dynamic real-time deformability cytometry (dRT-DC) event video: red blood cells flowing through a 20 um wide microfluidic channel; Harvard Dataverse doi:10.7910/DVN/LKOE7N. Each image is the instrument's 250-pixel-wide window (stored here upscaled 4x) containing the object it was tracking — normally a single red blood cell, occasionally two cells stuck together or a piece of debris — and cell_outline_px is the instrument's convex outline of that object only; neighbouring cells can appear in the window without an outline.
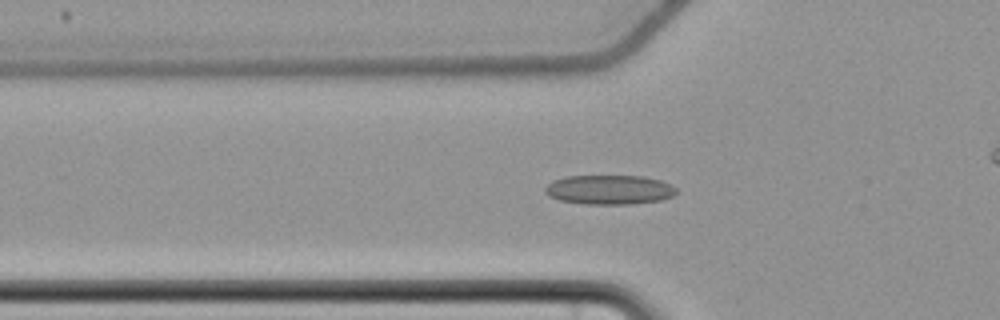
{"species": "common noctule bat (a hibernating species)", "species_latin": "Nyctalus noctula", "temperature_condition": "cold", "stored_images_in_passage": 43, "camera_frame_rate_fps": 3000, "um_per_image_px": 0.085, "animal": {"sex": "female", "body_mass_g": 22.7, "forearm_length_mm": 54.2}, "frame": {"image": 1, "passage_image": 13, "time_ms": 4.0, "image_size_px": [1000, 320], "cell_outline_px": [[676, 192], [672, 196], [660, 200], [628, 204], [584, 204], [560, 200], [548, 196], [544, 192], [544, 188], [552, 180], [564, 176], [644, 176], [660, 180], [672, 184], [676, 188]], "centroid_in_image_um": [51.76, 16.12], "position_along_channel_um": 74.0, "area_um2": 22.6}}
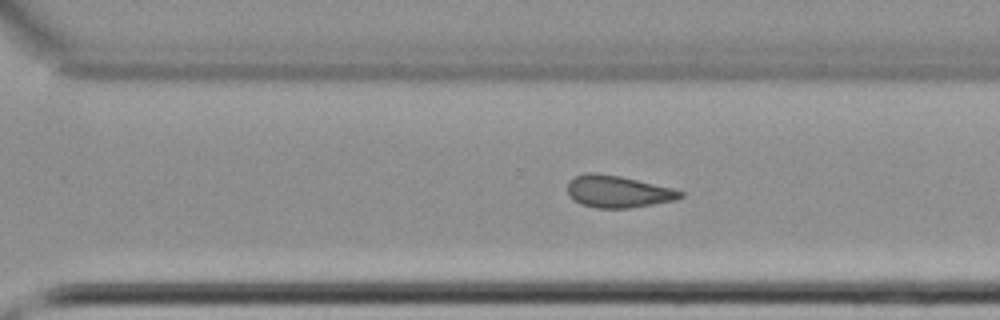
{"frame": {"image": 2, "passage_image": 33, "time_ms": 10.667, "image_size_px": [1000, 320], "cell_outline_px": [[684, 196], [676, 200], [628, 208], [596, 208], [580, 204], [572, 200], [568, 196], [568, 180], [576, 176], [588, 172], [596, 172], [620, 176], [672, 188], [684, 192]], "centroid_in_image_um": [52.49, 16.28], "position_along_channel_um": 318.1, "area_um2": 21.15}}
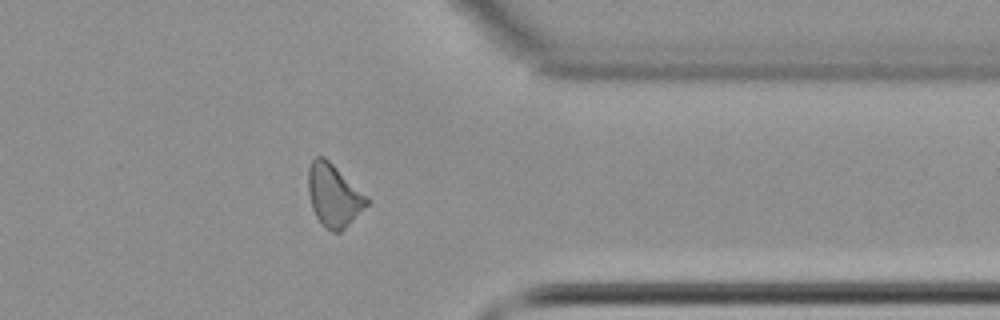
{"frame": {"image": 3, "passage_image": 39, "time_ms": 12.667, "image_size_px": [1000, 320], "cell_outline_px": [[372, 200], [340, 232], [332, 232], [324, 228], [320, 224], [312, 208], [308, 192], [308, 168], [312, 160], [316, 156], [324, 156], [368, 196]], "centroid_in_image_um": [28.36, 16.6], "position_along_channel_um": 383.0, "area_um2": 21.44}}